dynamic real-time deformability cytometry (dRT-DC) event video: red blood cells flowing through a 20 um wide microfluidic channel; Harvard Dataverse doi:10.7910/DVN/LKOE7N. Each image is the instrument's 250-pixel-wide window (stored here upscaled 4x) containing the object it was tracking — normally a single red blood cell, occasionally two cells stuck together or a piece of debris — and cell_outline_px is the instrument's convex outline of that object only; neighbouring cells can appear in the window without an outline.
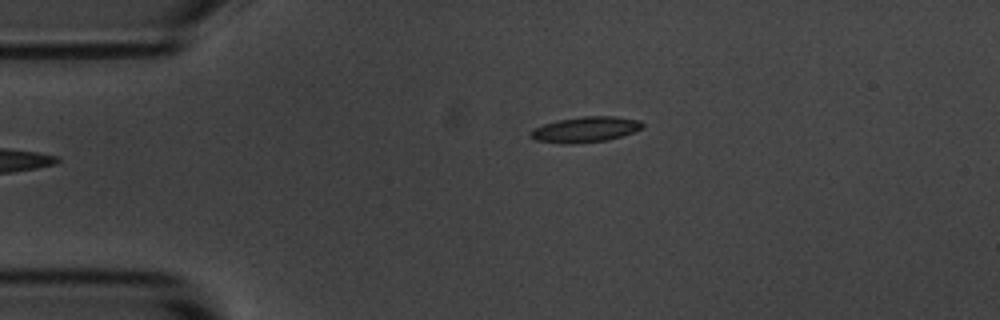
{"species": "common noctule bat (a hibernating species)", "species_latin": "Nyctalus noctula", "temperature_condition": "room temperature", "stored_images_in_passage": 37, "camera_frame_rate_fps": 3000, "um_per_image_px": 0.085, "animal": {"sex": "male", "body_mass_g": 20.1, "forearm_length_mm": 53.5}, "frame": {"image": 1, "passage_image": 1, "time_ms": 0.0, "image_size_px": [1000, 320], "cell_outline_px": [[644, 128], [636, 132], [608, 140], [572, 144], [568, 144], [536, 140], [528, 136], [528, 132], [532, 128], [556, 120], [584, 116], [616, 116], [640, 120], [644, 124]], "centroid_in_image_um": [49.77, 11.0], "position_along_channel_um": 35.2, "area_um2": 16.99}}
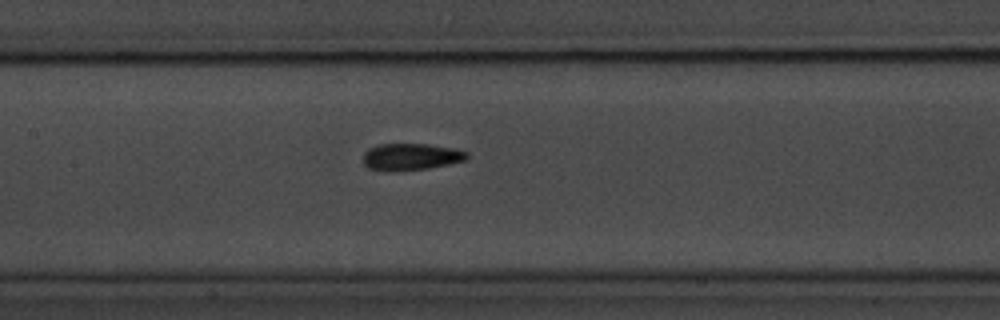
{"frame": {"image": 2, "passage_image": 15, "time_ms": 4.667, "image_size_px": [1000, 320], "cell_outline_px": [[468, 156], [464, 160], [448, 164], [428, 168], [396, 172], [384, 172], [368, 168], [364, 164], [364, 152], [368, 148], [380, 144], [428, 144], [452, 148], [468, 152]], "centroid_in_image_um": [34.87, 13.34], "position_along_channel_um": 172.5, "area_um2": 16.36}}
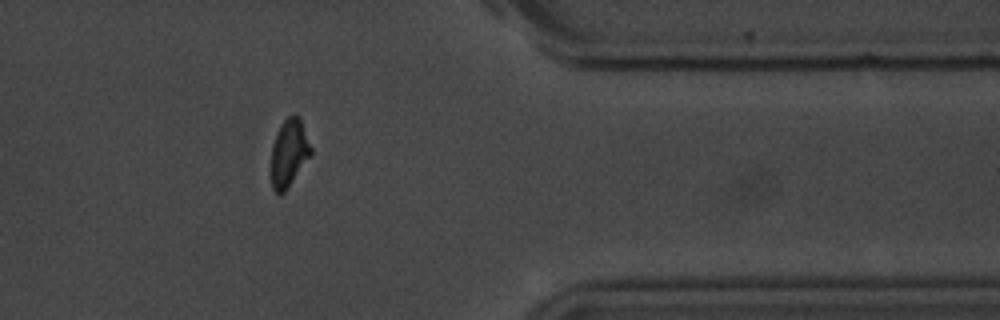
{"frame": {"image": 3, "passage_image": 34, "time_ms": 11.0, "image_size_px": [1000, 320], "cell_outline_px": [[312, 156], [284, 192], [280, 196], [272, 188], [272, 144], [276, 132], [280, 124], [288, 116], [300, 116], [312, 148]], "centroid_in_image_um": [24.59, 12.99], "position_along_channel_um": 386.8, "area_um2": 15.78}, "authors_computed_cell_mechanics": {"area_um2": 16.0684, "velocity_mm_per_s": 3.6667, "shape_relaxation_time_tau1_ms": 3.9208, "shape_relaxation_time_tau2_ms": 2.3265, "deformation_change_tau1": 0.1355, "deformation_change_tau2": 0.0811}}